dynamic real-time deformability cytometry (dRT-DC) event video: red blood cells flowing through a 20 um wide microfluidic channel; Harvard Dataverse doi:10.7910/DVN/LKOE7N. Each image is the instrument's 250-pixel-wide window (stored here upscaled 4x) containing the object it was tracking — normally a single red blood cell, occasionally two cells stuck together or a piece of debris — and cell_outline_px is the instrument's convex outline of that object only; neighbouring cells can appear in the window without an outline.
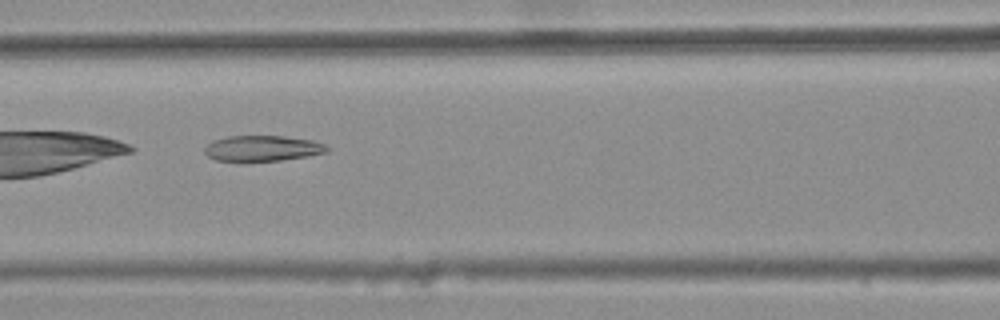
{"species": "common noctule bat (a hibernating species)", "species_latin": "Nyctalus noctula", "temperature_condition": "warm", "stored_images_in_passage": 8, "camera_frame_rate_fps": 3000, "um_per_image_px": 0.085, "animal": {"sex": "female", "body_mass_g": 25.1}, "frame": {"image": 1, "passage_image": 4, "time_ms": 1.0, "image_size_px": [1000, 320], "cell_outline_px": [[332, 148], [328, 152], [308, 156], [280, 160], [216, 160], [208, 156], [204, 152], [204, 148], [212, 140], [228, 136], [284, 136], [312, 140], [324, 144]], "centroid_in_image_um": [22.35, 12.59], "position_along_channel_um": 144.3, "area_um2": 18.15}}
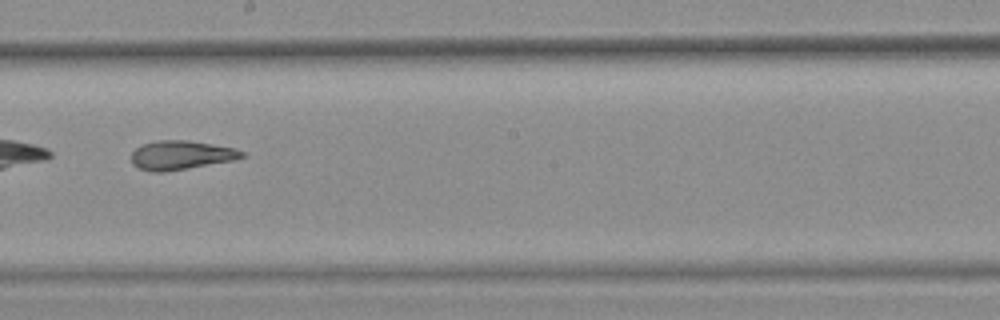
{"frame": {"image": 2, "passage_image": 6, "time_ms": 1.667, "image_size_px": [1000, 320], "cell_outline_px": [[244, 156], [232, 160], [164, 172], [152, 172], [140, 168], [132, 164], [132, 152], [136, 148], [144, 144], [156, 140], [188, 140], [236, 148], [244, 152]], "centroid_in_image_um": [15.37, 13.18], "position_along_channel_um": 232.8, "area_um2": 18.44}}
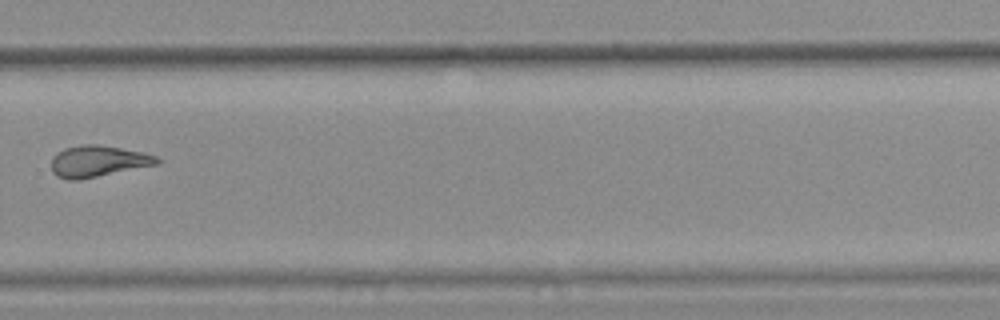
{"frame": {"image": 3, "passage_image": 8, "time_ms": 2.333, "image_size_px": [1000, 320], "cell_outline_px": [[160, 160], [156, 164], [80, 180], [68, 180], [56, 176], [52, 172], [52, 156], [56, 152], [64, 148], [80, 144], [96, 144], [120, 148], [140, 152], [156, 156]], "centroid_in_image_um": [8.24, 13.7], "position_along_channel_um": 321.6, "area_um2": 19.19}}